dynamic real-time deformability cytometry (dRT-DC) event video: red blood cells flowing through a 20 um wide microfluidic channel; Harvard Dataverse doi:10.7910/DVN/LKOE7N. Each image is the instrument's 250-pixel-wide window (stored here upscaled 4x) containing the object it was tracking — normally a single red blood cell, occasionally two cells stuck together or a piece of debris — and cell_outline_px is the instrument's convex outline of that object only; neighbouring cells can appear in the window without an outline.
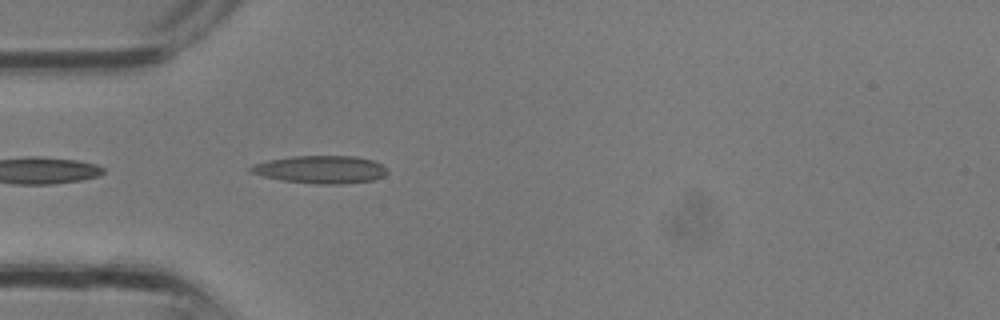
{"species": "common noctule bat (a hibernating species)", "species_latin": "Nyctalus noctula", "temperature_condition": "room temperature", "stored_images_in_passage": 15, "camera_frame_rate_fps": 3000, "um_per_image_px": 0.085, "animal": {"sex": "male", "body_mass_g": 13.3}, "frame": {"image": 1, "passage_image": 7, "time_ms": 2.0, "image_size_px": [1000, 320], "cell_outline_px": [[388, 172], [384, 176], [372, 180], [340, 184], [316, 184], [280, 180], [264, 176], [252, 172], [248, 168], [256, 164], [272, 160], [292, 156], [356, 156], [372, 160], [388, 168]], "centroid_in_image_um": [27.31, 14.41], "position_along_channel_um": 57.7, "area_um2": 21.85}}
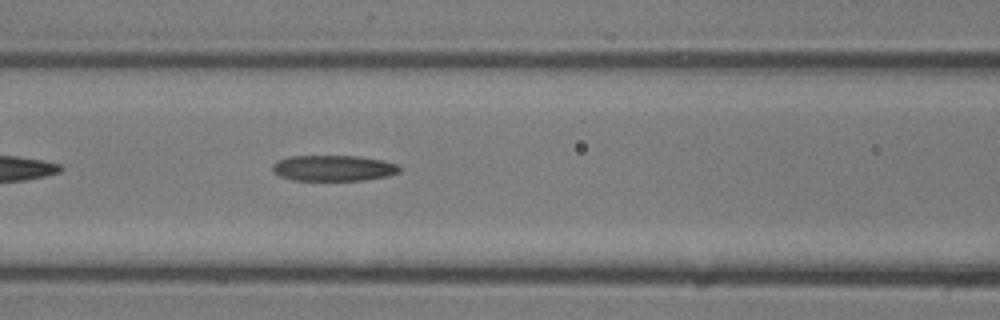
{"frame": {"image": 2, "passage_image": 11, "time_ms": 3.333, "image_size_px": [1000, 320], "cell_outline_px": [[400, 172], [388, 176], [364, 180], [292, 180], [280, 176], [272, 172], [272, 164], [288, 156], [356, 156], [384, 160], [396, 164], [400, 168]], "centroid_in_image_um": [28.33, 14.29], "position_along_channel_um": 138.3, "area_um2": 19.13}}
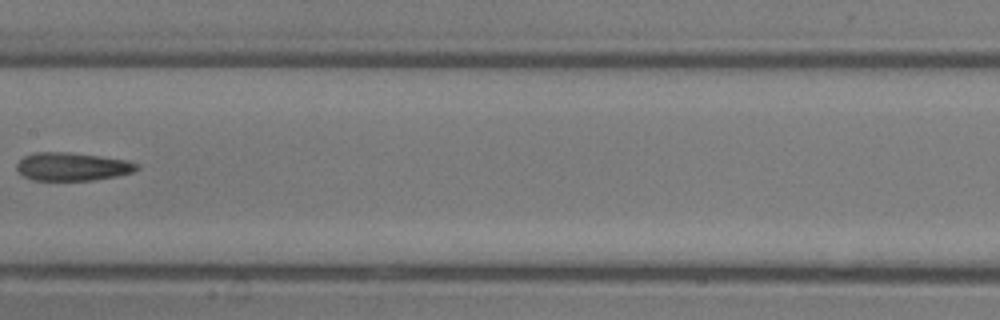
{"frame": {"image": 3, "passage_image": 14, "time_ms": 4.333, "image_size_px": [1000, 320], "cell_outline_px": [[140, 168], [132, 172], [116, 176], [92, 180], [32, 180], [24, 176], [16, 168], [16, 164], [24, 156], [36, 152], [68, 152], [128, 160], [140, 164]], "centroid_in_image_um": [6.16, 14.16], "position_along_channel_um": 201.2, "area_um2": 19.65}}